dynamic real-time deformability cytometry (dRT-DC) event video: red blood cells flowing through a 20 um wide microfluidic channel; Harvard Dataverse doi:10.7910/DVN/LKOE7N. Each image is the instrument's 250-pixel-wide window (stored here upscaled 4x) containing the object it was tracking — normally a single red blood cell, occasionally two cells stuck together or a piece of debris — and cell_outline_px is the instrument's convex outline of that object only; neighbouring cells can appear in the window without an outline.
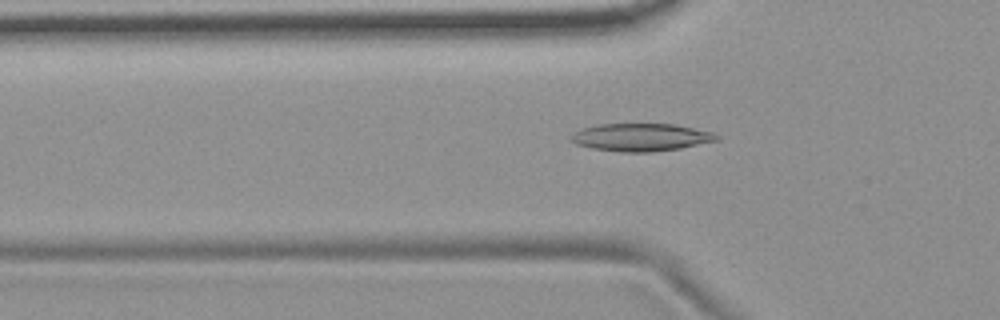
{"species": "common noctule bat (a hibernating species)", "species_latin": "Nyctalus noctula", "temperature_condition": "room temperature", "stored_images_in_passage": 44, "camera_frame_rate_fps": 3000, "um_per_image_px": 0.085, "animal": {"sex": "female", "body_mass_g": 19.9}, "frame": {"image": 1, "passage_image": 8, "time_ms": 2.333, "image_size_px": [1000, 320], "cell_outline_px": [[720, 140], [680, 148], [652, 152], [620, 152], [592, 148], [576, 144], [568, 140], [568, 136], [572, 132], [596, 124], [676, 124], [712, 132], [720, 136]], "centroid_in_image_um": [54.45, 11.67], "position_along_channel_um": 71.3, "area_um2": 23.76}}
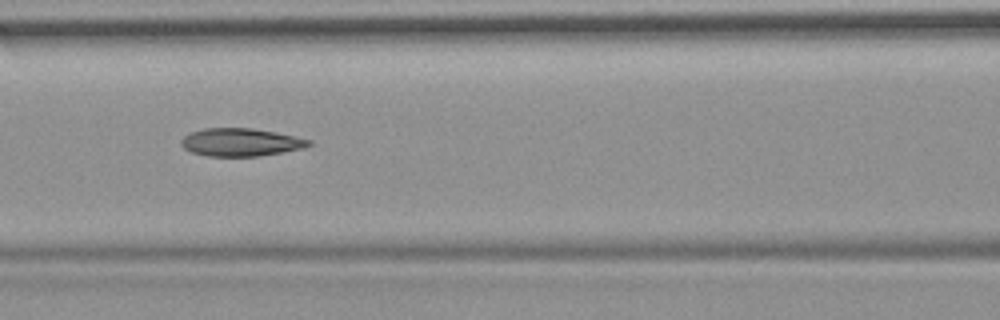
{"frame": {"image": 2, "passage_image": 14, "time_ms": 4.333, "image_size_px": [1000, 320], "cell_outline_px": [[312, 144], [304, 148], [260, 156], [208, 156], [192, 152], [184, 148], [180, 144], [180, 140], [184, 136], [192, 132], [204, 128], [252, 128], [276, 132], [312, 140]], "centroid_in_image_um": [20.47, 12.09], "position_along_channel_um": 146.1, "area_um2": 20.75}}
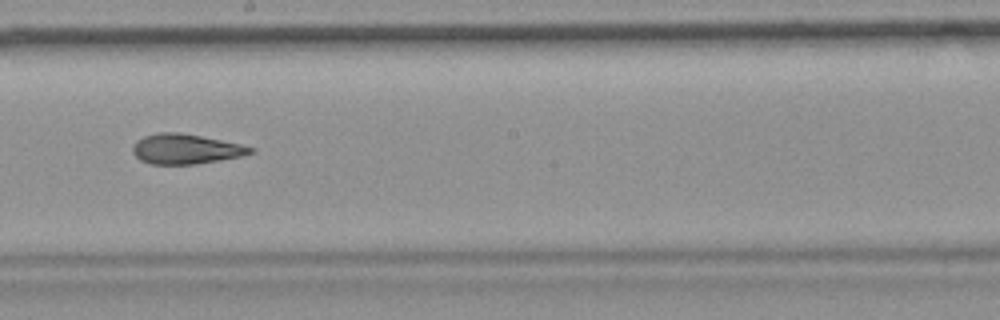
{"frame": {"image": 3, "passage_image": 21, "time_ms": 6.667, "image_size_px": [1000, 320], "cell_outline_px": [[256, 152], [240, 156], [220, 160], [196, 164], [148, 164], [140, 160], [132, 152], [132, 148], [136, 140], [144, 136], [160, 132], [180, 132], [240, 144], [256, 148]], "centroid_in_image_um": [15.77, 12.67], "position_along_channel_um": 232.4, "area_um2": 20.58}, "authors_computed_cell_mechanics": {"area_um2": 21.0103, "velocity_mm_per_s": 3.7123, "shape_relaxation_time_tau1_ms": null, "shape_relaxation_time_tau2_ms": 4.1756, "deformation_change_tau1": null, "deformation_change_tau2": 0.1275}}